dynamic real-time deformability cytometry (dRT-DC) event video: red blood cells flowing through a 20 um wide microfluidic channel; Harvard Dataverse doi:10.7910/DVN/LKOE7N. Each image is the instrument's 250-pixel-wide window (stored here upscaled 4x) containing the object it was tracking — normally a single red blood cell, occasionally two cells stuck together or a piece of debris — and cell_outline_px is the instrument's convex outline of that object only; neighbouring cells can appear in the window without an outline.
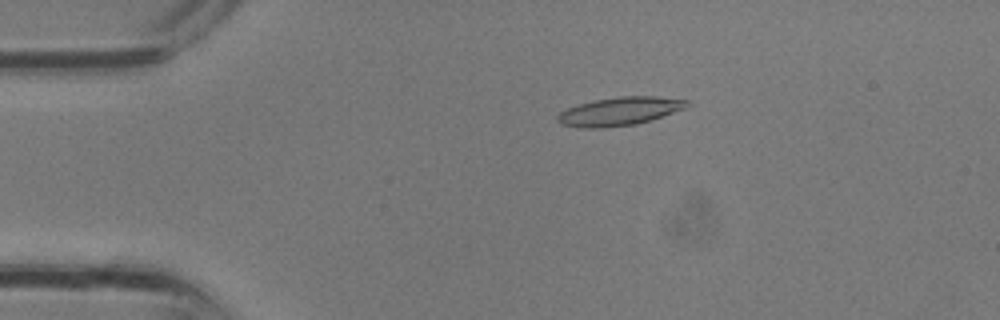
{"species": "common noctule bat (a hibernating species)", "species_latin": "Nyctalus noctula", "temperature_condition": "room temperature", "stored_images_in_passage": 3, "camera_frame_rate_fps": 3000, "um_per_image_px": 0.085, "animal": {"sex": "male", "body_mass_g": 13.3}, "frame": {"image": 1, "passage_image": 2, "time_ms": 0.333, "image_size_px": [1000, 320], "cell_outline_px": [[688, 108], [652, 120], [636, 124], [600, 128], [580, 128], [560, 124], [556, 120], [556, 116], [560, 112], [568, 108], [592, 100], [620, 96], [656, 96], [688, 100]], "centroid_in_image_um": [52.67, 9.46], "position_along_channel_um": 32.3, "area_um2": 21.62}}